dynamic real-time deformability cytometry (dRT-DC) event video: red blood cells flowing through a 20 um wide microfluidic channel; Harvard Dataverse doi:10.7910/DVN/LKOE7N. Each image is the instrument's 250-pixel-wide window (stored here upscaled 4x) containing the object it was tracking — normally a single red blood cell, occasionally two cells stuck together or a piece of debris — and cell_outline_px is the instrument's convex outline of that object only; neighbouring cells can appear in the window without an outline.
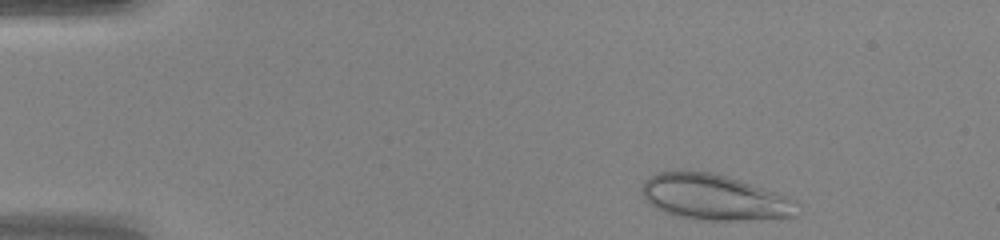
{"species": "human", "species_latin": "Homo sapiens", "temperature_condition": "warm", "stored_images_in_passage": 43, "camera_frame_rate_fps": 3000, "um_per_image_px": 0.085, "donor": {"sex": "female"}, "frame": {"image": 1, "passage_image": 2, "time_ms": 0.333, "image_size_px": [1000, 240], "cell_outline_px": [[800, 204], [796, 216], [744, 220], [700, 220], [676, 216], [664, 212], [656, 208], [640, 192], [640, 188], [644, 180], [660, 172], [712, 172], [788, 196], [796, 200]], "centroid_in_image_um": [60.74, 16.79], "position_along_channel_um": 24.3, "area_um2": 40.92}}
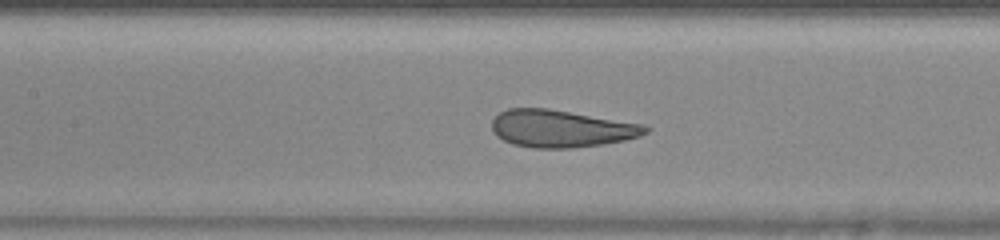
{"frame": {"image": 2, "passage_image": 18, "time_ms": 5.667, "image_size_px": [1000, 240], "cell_outline_px": [[652, 128], [648, 132], [640, 136], [624, 140], [604, 144], [572, 148], [536, 148], [512, 144], [496, 136], [492, 128], [492, 120], [500, 112], [508, 108], [548, 108], [644, 124]], "centroid_in_image_um": [47.72, 10.93], "position_along_channel_um": 159.7, "area_um2": 33.52}}
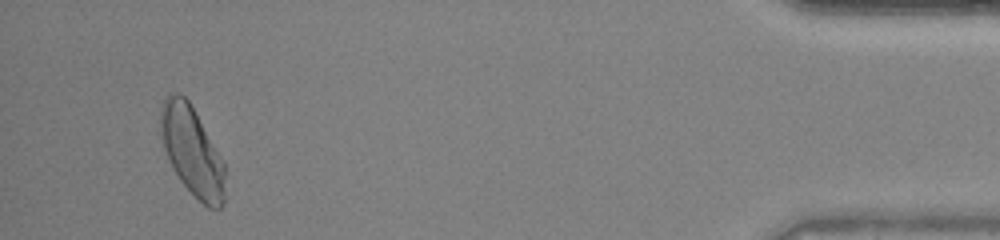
{"frame": {"image": 3, "passage_image": 41, "time_ms": 13.333, "image_size_px": [1000, 240], "cell_outline_px": [[228, 196], [224, 204], [220, 208], [208, 208], [180, 180], [172, 168], [164, 148], [160, 132], [160, 108], [164, 96], [168, 92], [176, 92], [184, 96], [188, 100], [224, 160]], "centroid_in_image_um": [16.36, 12.85], "position_along_channel_um": 418.8, "area_um2": 34.04}, "authors_computed_cell_mechanics": {"area_um2": 34.0442, "velocity_mm_per_s": 4.2594, "shape_relaxation_time_tau1_ms": 3.2732, "shape_relaxation_time_tau2_ms": 0.5621, "deformation_change_tau1": 0.1344, "deformation_change_tau2": 0.0465}}